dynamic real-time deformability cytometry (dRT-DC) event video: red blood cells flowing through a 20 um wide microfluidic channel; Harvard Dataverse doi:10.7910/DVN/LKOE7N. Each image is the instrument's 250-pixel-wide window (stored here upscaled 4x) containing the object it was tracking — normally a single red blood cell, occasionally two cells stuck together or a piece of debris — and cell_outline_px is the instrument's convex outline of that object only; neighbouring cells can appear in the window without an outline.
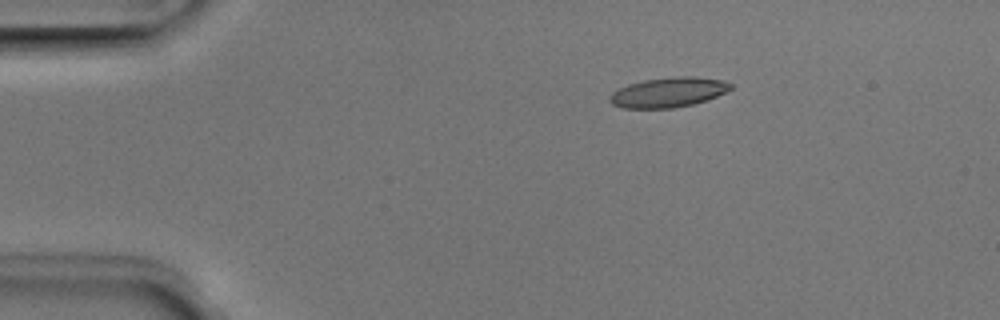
{"species": "Egyptian fruit bat (a non-hibernating species)", "species_latin": "Rousettus aegyptiacus", "temperature_condition": "room temperature", "stored_images_in_passage": 3, "camera_frame_rate_fps": 3000, "um_per_image_px": 0.085, "animal": {"sex": "male"}, "frame": {"image": 1, "passage_image": 1, "time_ms": 0.0, "image_size_px": [1000, 320], "cell_outline_px": [[732, 88], [716, 96], [692, 104], [672, 108], [624, 108], [612, 104], [608, 100], [608, 96], [612, 92], [628, 84], [644, 80], [676, 76], [692, 76], [724, 80], [732, 84]], "centroid_in_image_um": [56.78, 7.84], "position_along_channel_um": 28.2, "area_um2": 20.92}}
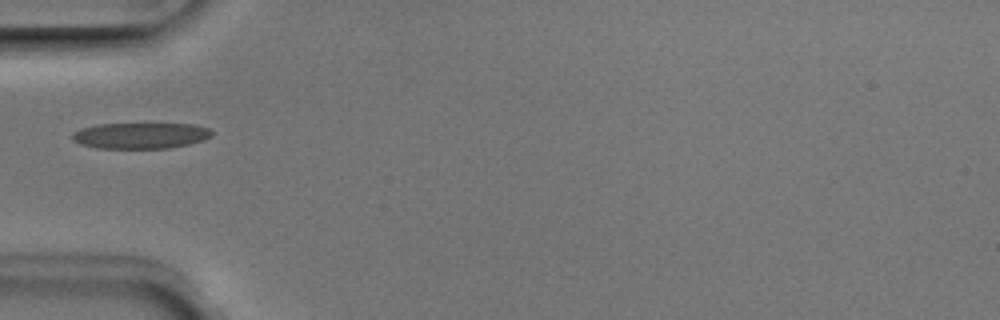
{"frame": {"image": 2, "passage_image": 3, "time_ms": 0.667, "image_size_px": [1000, 320], "cell_outline_px": [[212, 136], [204, 140], [188, 144], [168, 148], [96, 148], [80, 144], [72, 140], [72, 136], [80, 128], [96, 124], [196, 124], [208, 128], [212, 132]], "centroid_in_image_um": [11.95, 11.52], "position_along_channel_um": 73.1, "area_um2": 21.1}}